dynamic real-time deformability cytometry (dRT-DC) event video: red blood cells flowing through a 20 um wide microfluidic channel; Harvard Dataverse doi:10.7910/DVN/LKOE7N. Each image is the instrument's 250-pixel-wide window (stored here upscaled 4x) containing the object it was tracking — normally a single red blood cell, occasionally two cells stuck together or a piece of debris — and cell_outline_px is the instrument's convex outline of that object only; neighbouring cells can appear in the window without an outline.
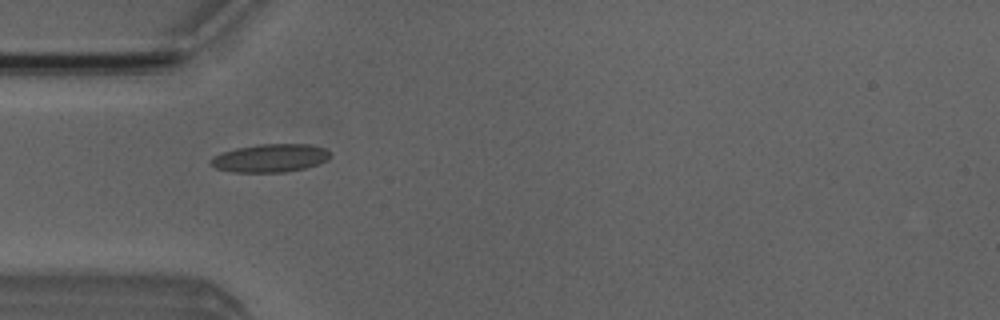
{"species": "Egyptian fruit bat (a non-hibernating species)", "species_latin": "Rousettus aegyptiacus", "temperature_condition": "room temperature", "stored_images_in_passage": 5, "camera_frame_rate_fps": 3000, "um_per_image_px": 0.085, "animal": {"sex": "male"}, "frame": {"image": 1, "passage_image": 4, "time_ms": 3.333, "image_size_px": [1000, 320], "cell_outline_px": [[328, 160], [304, 168], [284, 172], [232, 172], [216, 168], [208, 164], [208, 160], [212, 156], [236, 148], [260, 144], [308, 144], [324, 148], [328, 152]], "centroid_in_image_um": [22.9, 13.44], "position_along_channel_um": 62.1, "area_um2": 19.48}}